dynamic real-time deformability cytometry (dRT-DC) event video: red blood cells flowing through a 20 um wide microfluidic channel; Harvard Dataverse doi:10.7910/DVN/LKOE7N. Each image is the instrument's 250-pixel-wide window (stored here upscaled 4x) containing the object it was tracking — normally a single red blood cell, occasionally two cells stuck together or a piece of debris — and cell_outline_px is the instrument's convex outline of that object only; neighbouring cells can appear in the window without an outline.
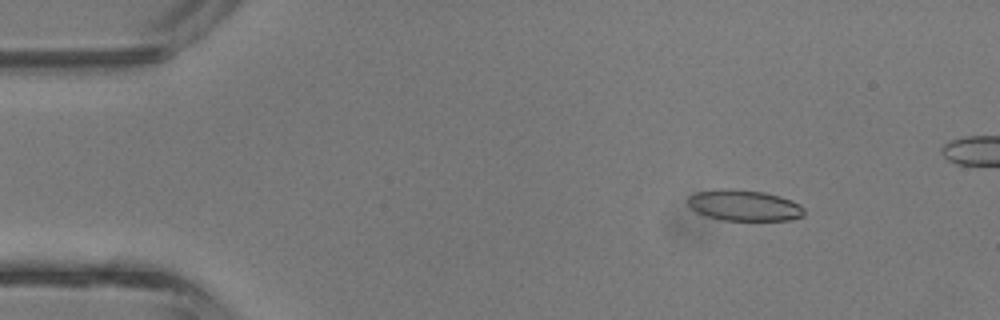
{"species": "common noctule bat (a hibernating species)", "species_latin": "Nyctalus noctula", "temperature_condition": "room temperature", "stored_images_in_passage": 39, "camera_frame_rate_fps": 3000, "um_per_image_px": 0.085, "animal": {"sex": "male", "body_mass_g": 13.3}, "frame": {"image": 1, "passage_image": 6, "time_ms": 1.667, "image_size_px": [1000, 320], "cell_outline_px": [[804, 216], [792, 220], [724, 220], [704, 216], [696, 212], [688, 204], [688, 196], [696, 192], [720, 188], [732, 188], [764, 192], [780, 196], [792, 200], [800, 204], [804, 208]], "centroid_in_image_um": [63.26, 17.45], "position_along_channel_um": 21.7, "area_um2": 21.27}}
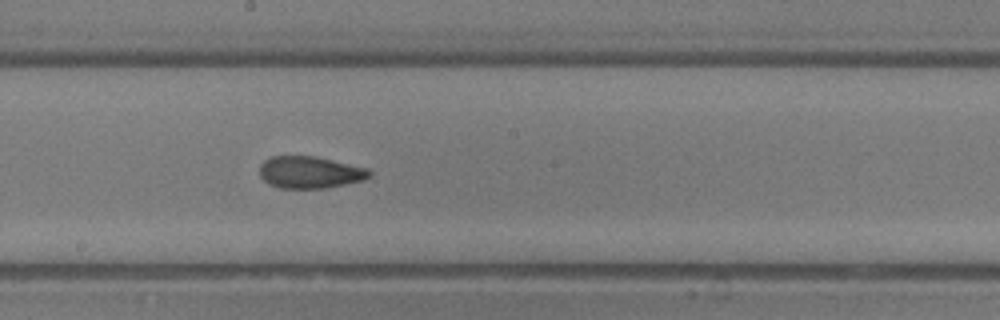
{"frame": {"image": 2, "passage_image": 23, "time_ms": 7.333, "image_size_px": [1000, 320], "cell_outline_px": [[372, 176], [364, 180], [324, 188], [280, 188], [268, 184], [260, 176], [260, 164], [264, 160], [272, 156], [316, 156], [368, 168], [372, 172]], "centroid_in_image_um": [26.35, 14.64], "position_along_channel_um": 221.8, "area_um2": 20.58}}
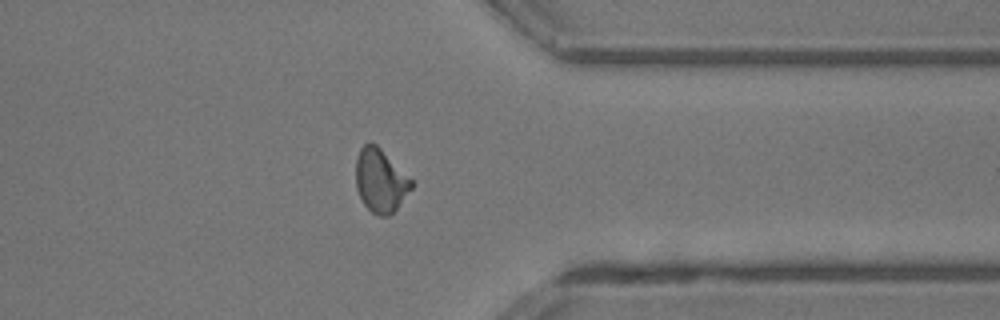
{"frame": {"image": 3, "passage_image": 33, "time_ms": 10.667, "image_size_px": [1000, 320], "cell_outline_px": [[416, 184], [396, 208], [388, 216], [380, 216], [372, 212], [364, 204], [356, 188], [356, 160], [360, 148], [368, 140], [376, 144]], "centroid_in_image_um": [32.33, 15.33], "position_along_channel_um": 379.1, "area_um2": 20.4}, "authors_computed_cell_mechanics": {"area_um2": 20.7502, "velocity_mm_per_s": 4.9627, "shape_relaxation_time_tau1_ms": null, "shape_relaxation_time_tau2_ms": 1.557, "deformation_change_tau1": null, "deformation_change_tau2": 0.0841}}